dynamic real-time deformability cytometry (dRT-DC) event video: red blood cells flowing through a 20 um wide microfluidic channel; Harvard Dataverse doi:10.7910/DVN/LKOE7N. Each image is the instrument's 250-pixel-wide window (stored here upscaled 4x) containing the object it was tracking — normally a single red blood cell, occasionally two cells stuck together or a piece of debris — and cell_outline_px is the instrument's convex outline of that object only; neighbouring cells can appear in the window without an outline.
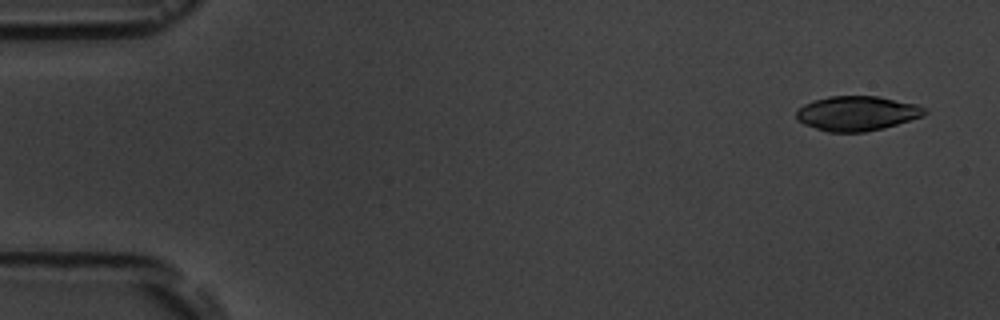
{"species": "common noctule bat (a hibernating species)", "species_latin": "Nyctalus noctula", "temperature_condition": "room temperature", "stored_images_in_passage": 4, "camera_frame_rate_fps": 3000, "um_per_image_px": 0.085, "animal": {"sex": "male", "body_mass_g": 19.5, "forearm_length_mm": 54.6}, "frame": {"image": 1, "passage_image": 1, "time_ms": 0.0, "image_size_px": [1000, 320], "cell_outline_px": [[928, 112], [924, 116], [884, 128], [864, 132], [828, 132], [804, 124], [796, 120], [796, 112], [804, 104], [828, 96], [880, 96], [916, 104], [928, 108]], "centroid_in_image_um": [72.88, 9.63], "position_along_channel_um": 12.1, "area_um2": 26.07}}
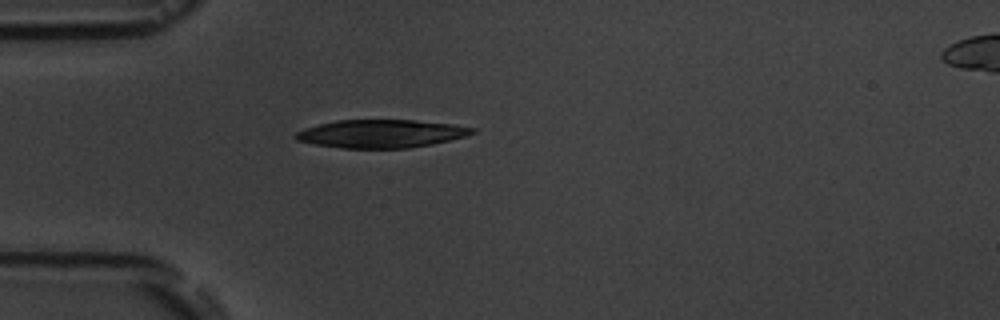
{"frame": {"image": 2, "passage_image": 4, "time_ms": 4.333, "image_size_px": [1000, 320], "cell_outline_px": [[476, 132], [464, 136], [432, 144], [408, 148], [344, 148], [312, 144], [296, 140], [292, 136], [296, 132], [304, 128], [336, 120], [416, 120], [452, 124], [476, 128]], "centroid_in_image_um": [32.36, 11.36], "position_along_channel_um": 52.6, "area_um2": 28.9}}